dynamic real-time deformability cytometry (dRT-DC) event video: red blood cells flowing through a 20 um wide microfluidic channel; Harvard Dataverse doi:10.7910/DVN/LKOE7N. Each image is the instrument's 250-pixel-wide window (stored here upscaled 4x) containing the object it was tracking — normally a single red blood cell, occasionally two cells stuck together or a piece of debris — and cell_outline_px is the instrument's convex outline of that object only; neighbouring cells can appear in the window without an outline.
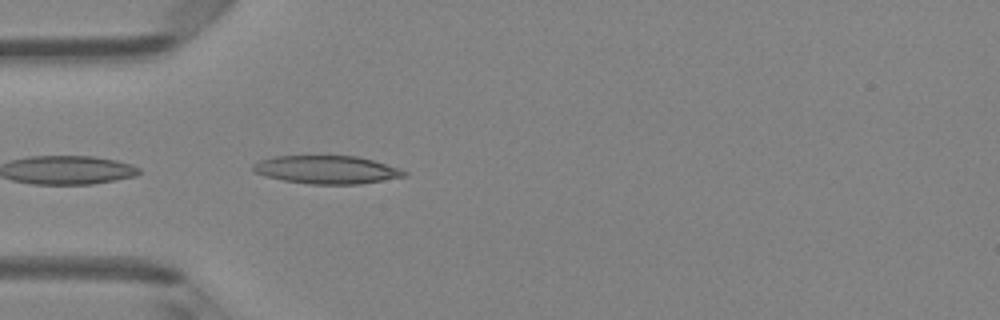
{"species": "Egyptian fruit bat (a non-hibernating species)", "species_latin": "Rousettus aegyptiacus", "temperature_condition": "room temperature", "stored_images_in_passage": 23, "camera_frame_rate_fps": 3000, "um_per_image_px": 0.085, "animal": {"sex": "female"}, "frame": {"image": 1, "passage_image": 1, "time_ms": 0.0, "image_size_px": [1000, 320], "cell_outline_px": [[408, 176], [360, 184], [312, 184], [284, 180], [264, 176], [256, 172], [252, 168], [252, 164], [260, 160], [276, 156], [356, 156], [372, 160], [400, 168], [408, 172]], "centroid_in_image_um": [27.8, 14.42], "position_along_channel_um": 57.2, "area_um2": 24.68}}